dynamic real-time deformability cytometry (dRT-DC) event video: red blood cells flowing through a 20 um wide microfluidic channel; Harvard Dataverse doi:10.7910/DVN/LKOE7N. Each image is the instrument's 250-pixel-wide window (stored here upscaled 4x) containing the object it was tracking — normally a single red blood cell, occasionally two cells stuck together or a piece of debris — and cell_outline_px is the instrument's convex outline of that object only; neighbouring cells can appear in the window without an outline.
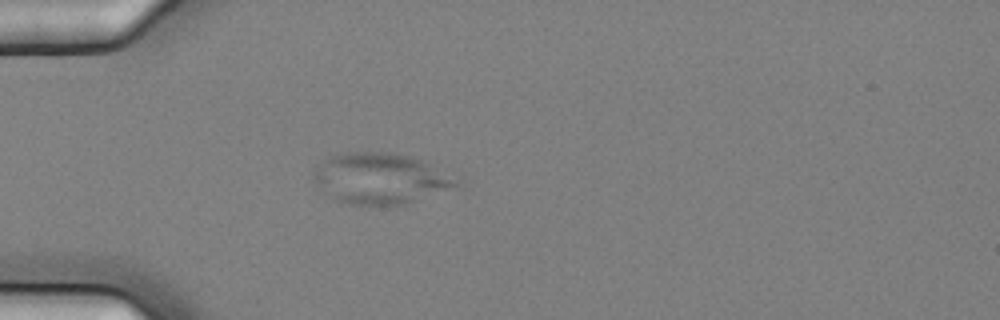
{"species": "common noctule bat (a hibernating species)", "species_latin": "Nyctalus noctula", "temperature_condition": "cold", "stored_images_in_passage": 2, "camera_frame_rate_fps": 3000, "um_per_image_px": 0.085, "animal": {"sex": "female", "body_mass_g": 25.1}, "frame": {"image": 1, "passage_image": 1, "time_ms": 0.0, "image_size_px": [1000, 320], "cell_outline_px": [[464, 184], [456, 188], [400, 204], [348, 204], [336, 200], [316, 188], [312, 180], [312, 176], [316, 164], [332, 156], [348, 152], [388, 152], [408, 156], [420, 160], [428, 164]], "centroid_in_image_um": [32.24, 15.17], "position_along_channel_um": 52.8, "area_um2": 41.85}}